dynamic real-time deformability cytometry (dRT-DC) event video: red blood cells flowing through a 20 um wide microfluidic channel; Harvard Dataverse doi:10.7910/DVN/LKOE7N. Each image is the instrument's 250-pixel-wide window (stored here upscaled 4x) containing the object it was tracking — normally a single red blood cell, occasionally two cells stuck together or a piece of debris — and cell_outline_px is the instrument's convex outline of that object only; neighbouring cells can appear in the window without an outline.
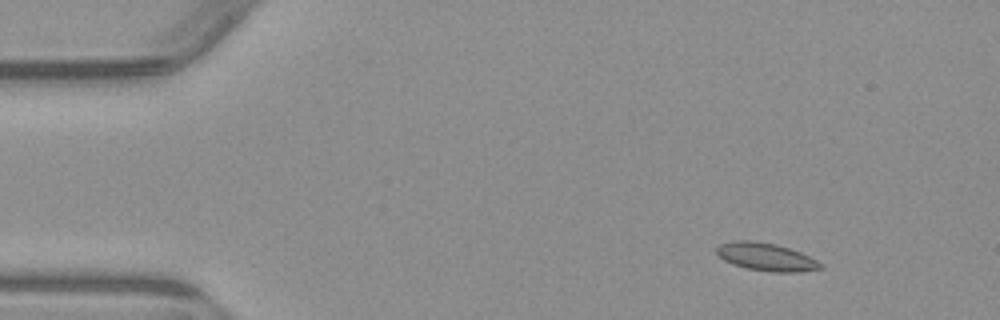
{"species": "common noctule bat (a hibernating species)", "species_latin": "Nyctalus noctula", "temperature_condition": "warm", "stored_images_in_passage": 4, "camera_frame_rate_fps": 3000, "um_per_image_px": 0.085, "animal": {"sex": "male", "body_mass_g": 23.1, "forearm_length_mm": 52.7}, "frame": {"image": 1, "passage_image": 2, "time_ms": 1.333, "image_size_px": [1000, 320], "cell_outline_px": [[824, 268], [800, 272], [772, 272], [748, 268], [732, 264], [724, 260], [716, 252], [716, 248], [720, 244], [732, 240], [752, 240], [776, 244], [800, 252], [824, 264]], "centroid_in_image_um": [65.13, 21.83], "position_along_channel_um": 19.9, "area_um2": 16.88}}
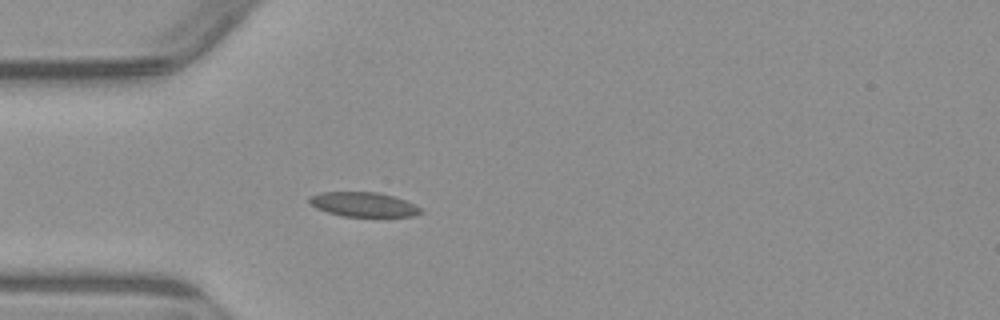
{"frame": {"image": 2, "passage_image": 4, "time_ms": 4.333, "image_size_px": [1000, 320], "cell_outline_px": [[424, 212], [412, 216], [344, 216], [328, 212], [316, 208], [308, 200], [308, 196], [320, 192], [376, 192], [392, 196], [404, 200], [424, 208]], "centroid_in_image_um": [30.9, 17.37], "position_along_channel_um": 54.1, "area_um2": 15.84}}